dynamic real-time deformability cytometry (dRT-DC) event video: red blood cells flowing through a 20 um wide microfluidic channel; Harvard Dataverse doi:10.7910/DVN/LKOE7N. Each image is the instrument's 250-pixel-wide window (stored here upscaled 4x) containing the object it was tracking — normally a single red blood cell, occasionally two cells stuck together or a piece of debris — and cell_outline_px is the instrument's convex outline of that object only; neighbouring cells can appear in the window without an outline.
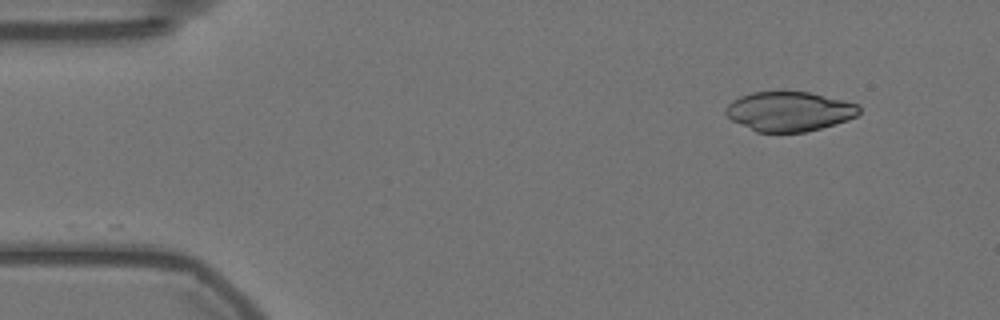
{"species": "Egyptian fruit bat (a non-hibernating species)", "species_latin": "Rousettus aegyptiacus", "temperature_condition": "warm", "stored_images_in_passage": 40, "camera_frame_rate_fps": 3000, "um_per_image_px": 0.085, "animal": {"sex": "female"}, "frame": {"image": 1, "passage_image": 1, "time_ms": 0.0, "image_size_px": [1000, 320], "cell_outline_px": [[860, 112], [856, 116], [848, 120], [836, 124], [804, 132], [756, 132], [732, 120], [724, 112], [728, 104], [732, 100], [740, 96], [752, 92], [808, 92], [856, 104], [860, 108]], "centroid_in_image_um": [67.06, 9.48], "position_along_channel_um": 17.9, "area_um2": 30.46}}